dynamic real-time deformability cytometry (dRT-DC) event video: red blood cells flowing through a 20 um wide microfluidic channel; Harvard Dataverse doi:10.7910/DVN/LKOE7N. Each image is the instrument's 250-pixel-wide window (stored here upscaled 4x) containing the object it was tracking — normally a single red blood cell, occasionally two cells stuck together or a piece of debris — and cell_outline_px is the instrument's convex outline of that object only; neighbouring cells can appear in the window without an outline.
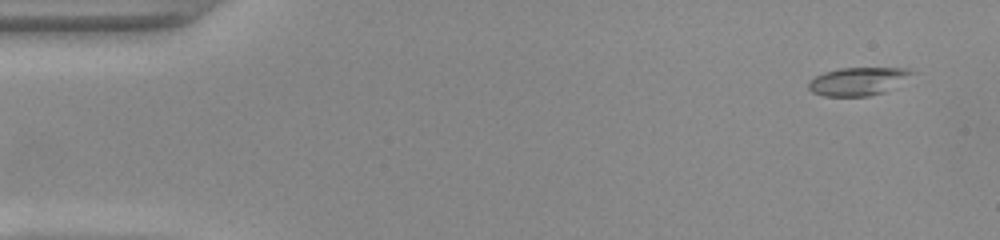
{"species": "common noctule bat (a hibernating species)", "species_latin": "Nyctalus noctula", "temperature_condition": "warm", "stored_images_in_passage": 49, "camera_frame_rate_fps": 3000, "um_per_image_px": 0.085, "animal": {"sex": "female", "body_mass_g": 22.0, "forearm_length_mm": 56.7}, "frame": {"image": 1, "passage_image": 1, "time_ms": 0.0, "image_size_px": [1000, 240], "cell_outline_px": [[916, 72], [884, 92], [868, 96], [824, 96], [812, 92], [808, 88], [808, 80], [824, 72], [840, 68], [908, 68]], "centroid_in_image_um": [72.88, 6.91], "position_along_channel_um": 12.1, "area_um2": 16.76}}
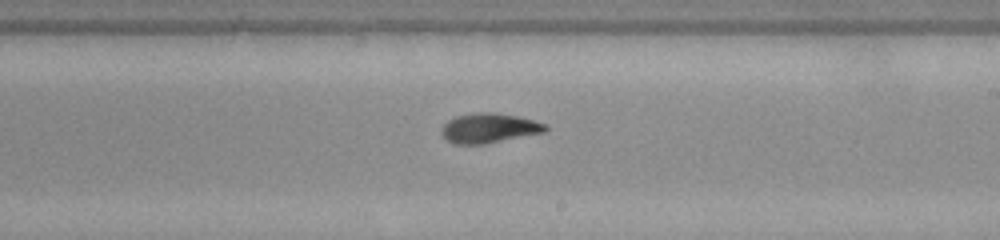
{"frame": {"image": 2, "passage_image": 28, "time_ms": 9.0, "image_size_px": [1000, 240], "cell_outline_px": [[548, 128], [544, 132], [484, 144], [452, 144], [440, 132], [444, 124], [448, 120], [456, 116], [476, 112], [496, 112], [516, 116], [532, 120], [544, 124]], "centroid_in_image_um": [41.53, 10.88], "position_along_channel_um": 247.5, "area_um2": 17.8}}
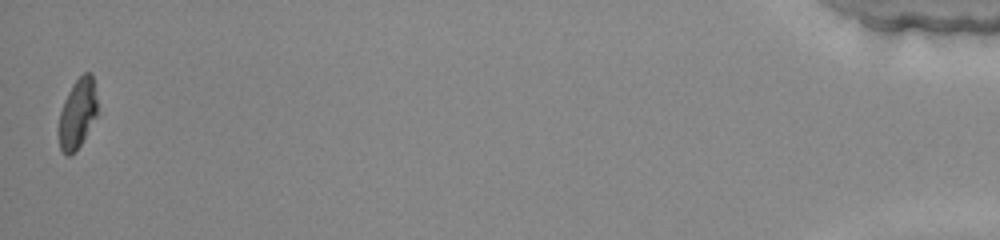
{"frame": {"image": 3, "passage_image": 49, "time_ms": 16.0, "image_size_px": [1000, 240], "cell_outline_px": [[96, 116], [80, 144], [68, 156], [60, 148], [56, 132], [60, 112], [64, 100], [72, 84], [84, 72], [92, 72], [96, 100]], "centroid_in_image_um": [6.53, 9.64], "position_along_channel_um": 428.7, "area_um2": 15.55}, "authors_computed_cell_mechanics": {"area_um2": 17.3978, "velocity_mm_per_s": 3.9687, "shape_relaxation_time_tau1_ms": 6.8808, "shape_relaxation_time_tau2_ms": 2.8874, "deformation_change_tau1": 0.2601, "deformation_change_tau2": 0.0822}}